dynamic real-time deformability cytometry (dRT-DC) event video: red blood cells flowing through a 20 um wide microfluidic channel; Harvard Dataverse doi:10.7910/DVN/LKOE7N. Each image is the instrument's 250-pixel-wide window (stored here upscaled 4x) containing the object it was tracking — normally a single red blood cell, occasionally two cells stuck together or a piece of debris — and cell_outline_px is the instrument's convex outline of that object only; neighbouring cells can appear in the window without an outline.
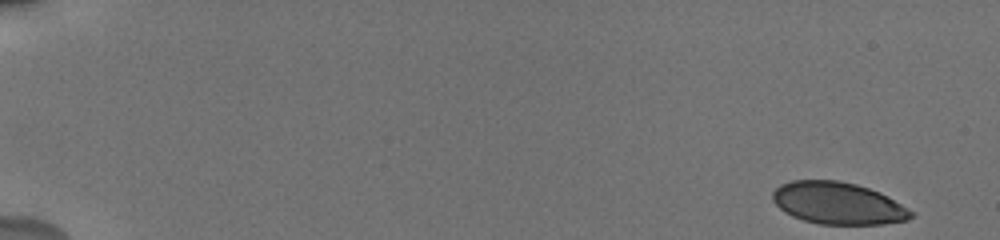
{"species": "human", "species_latin": "Homo sapiens", "temperature_condition": "cold", "stored_images_in_passage": 27, "camera_frame_rate_fps": 3000, "um_per_image_px": 0.085, "donor": {"sex": "male"}, "frame": {"image": 1, "passage_image": 1, "time_ms": 0.0, "image_size_px": [1000, 240], "cell_outline_px": [[916, 212], [908, 220], [884, 224], [820, 224], [804, 220], [792, 216], [784, 212], [772, 200], [772, 192], [780, 184], [792, 180], [840, 180], [856, 184], [880, 192]], "centroid_in_image_um": [71.24, 17.27], "position_along_channel_um": 13.8, "area_um2": 34.1}}
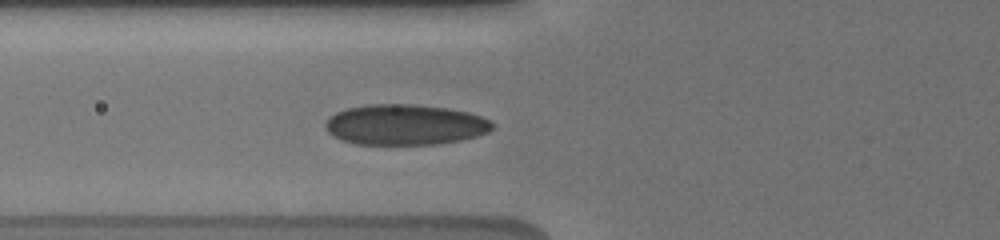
{"frame": {"image": 2, "passage_image": 18, "time_ms": 6.667, "image_size_px": [1000, 240], "cell_outline_px": [[492, 128], [488, 132], [476, 136], [460, 140], [436, 144], [356, 144], [332, 136], [324, 128], [324, 124], [328, 116], [336, 112], [348, 108], [372, 104], [412, 104], [444, 108], [468, 112], [492, 120]], "centroid_in_image_um": [34.39, 10.6], "position_along_channel_um": 91.4, "area_um2": 39.36}}
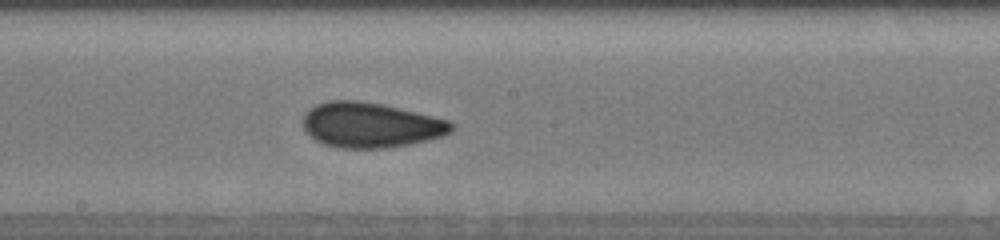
{"frame": {"image": 3, "passage_image": 27, "time_ms": 10.0, "image_size_px": [1000, 240], "cell_outline_px": [[456, 124], [452, 132], [444, 136], [408, 144], [384, 148], [340, 148], [324, 144], [316, 140], [304, 132], [304, 112], [316, 104], [328, 100], [360, 100], [380, 104], [416, 112], [448, 120]], "centroid_in_image_um": [31.49, 10.62], "position_along_channel_um": 216.7, "area_um2": 39.07}}